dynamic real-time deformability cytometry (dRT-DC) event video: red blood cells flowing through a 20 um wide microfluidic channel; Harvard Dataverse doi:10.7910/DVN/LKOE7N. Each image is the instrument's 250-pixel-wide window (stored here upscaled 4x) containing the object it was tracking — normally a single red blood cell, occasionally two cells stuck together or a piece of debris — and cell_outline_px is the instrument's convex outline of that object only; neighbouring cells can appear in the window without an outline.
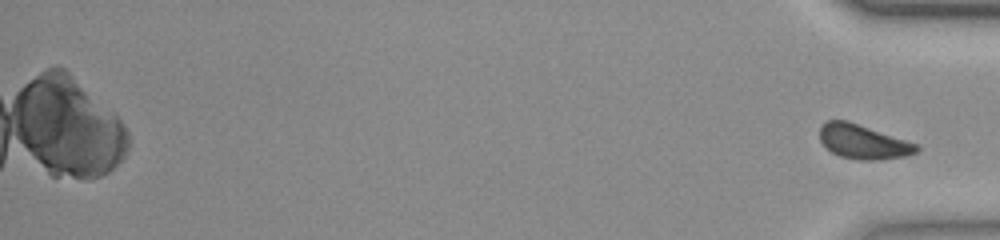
{"species": "common noctule bat (a hibernating species)", "species_latin": "Nyctalus noctula", "temperature_condition": "room temperature", "stored_images_in_passage": 49, "camera_frame_rate_fps": 3000, "um_per_image_px": 0.085, "animal": {"sex": "female", "body_mass_g": 23.0, "forearm_length_mm": 53.4}, "frame": {"image": 1, "passage_image": 49, "time_ms": 16.0, "image_size_px": [1000, 240], "cell_outline_px": [[920, 148], [916, 152], [904, 156], [880, 160], [860, 160], [840, 156], [832, 152], [820, 140], [820, 128], [828, 120], [848, 120], [916, 144]], "centroid_in_image_um": [73.35, 12.05], "position_along_channel_um": 361.8, "area_um2": 19.02}}